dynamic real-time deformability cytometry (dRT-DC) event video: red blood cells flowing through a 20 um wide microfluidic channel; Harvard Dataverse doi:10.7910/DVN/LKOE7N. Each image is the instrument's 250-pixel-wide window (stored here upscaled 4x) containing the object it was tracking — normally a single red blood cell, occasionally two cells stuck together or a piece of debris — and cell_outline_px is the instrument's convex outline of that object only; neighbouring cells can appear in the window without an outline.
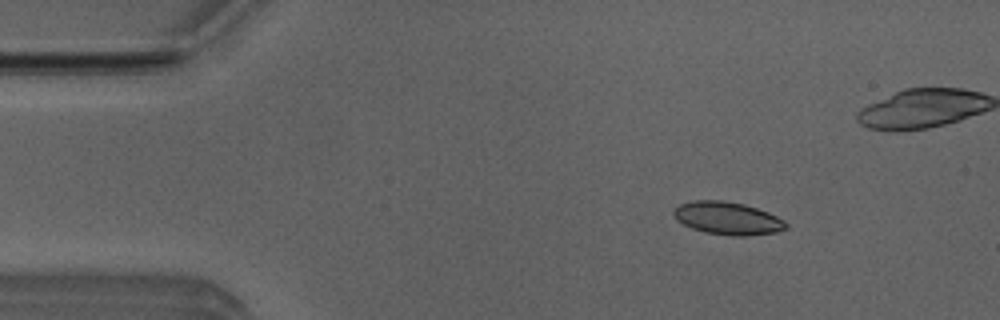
{"species": "Egyptian fruit bat (a non-hibernating species)", "species_latin": "Rousettus aegyptiacus", "temperature_condition": "room temperature", "stored_images_in_passage": 6, "camera_frame_rate_fps": 3000, "um_per_image_px": 0.085, "animal": {"sex": "male"}, "frame": {"image": 1, "passage_image": 2, "time_ms": 0.333, "image_size_px": [1000, 320], "cell_outline_px": [[788, 228], [776, 232], [748, 236], [732, 236], [704, 232], [692, 228], [684, 224], [672, 212], [680, 204], [692, 200], [724, 200], [744, 204], [768, 212], [784, 220], [788, 224]], "centroid_in_image_um": [61.88, 18.55], "position_along_channel_um": 23.1, "area_um2": 21.39}}